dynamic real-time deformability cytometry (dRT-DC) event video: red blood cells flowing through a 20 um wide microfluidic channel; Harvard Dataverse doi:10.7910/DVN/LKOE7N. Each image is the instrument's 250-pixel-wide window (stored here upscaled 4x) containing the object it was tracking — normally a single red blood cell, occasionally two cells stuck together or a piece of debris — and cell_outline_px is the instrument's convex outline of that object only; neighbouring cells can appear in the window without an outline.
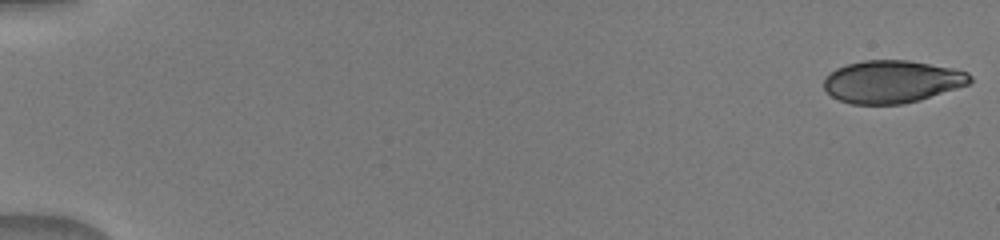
{"species": "human", "species_latin": "Homo sapiens", "temperature_condition": "warm", "stored_images_in_passage": 49, "camera_frame_rate_fps": 3000, "um_per_image_px": 0.085, "donor": {"sex": "male"}, "frame": {"image": 1, "passage_image": 1, "time_ms": 0.0, "image_size_px": [1000, 240], "cell_outline_px": [[972, 80], [968, 84], [920, 100], [900, 104], [852, 104], [840, 100], [832, 96], [824, 88], [824, 80], [828, 72], [836, 68], [848, 64], [864, 60], [908, 60], [952, 68], [968, 72], [972, 76]], "centroid_in_image_um": [75.8, 6.93], "position_along_channel_um": 9.2, "area_um2": 36.13}}
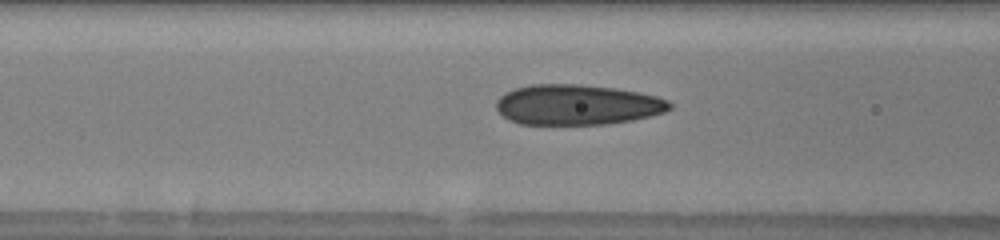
{"frame": {"image": 2, "passage_image": 22, "time_ms": 7.0, "image_size_px": [1000, 240], "cell_outline_px": [[672, 108], [664, 112], [652, 116], [632, 120], [608, 124], [520, 124], [508, 120], [496, 108], [496, 100], [504, 92], [516, 88], [532, 84], [580, 84], [616, 88], [640, 92], [656, 96], [668, 100], [672, 104]], "centroid_in_image_um": [49.07, 8.9], "position_along_channel_um": 117.5, "area_um2": 41.04}}
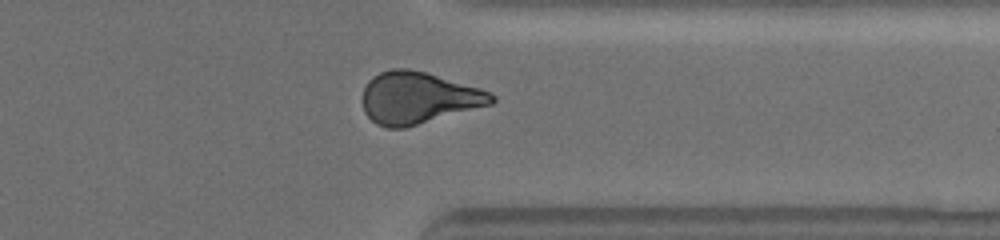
{"frame": {"image": 3, "passage_image": 41, "time_ms": 13.333, "image_size_px": [1000, 240], "cell_outline_px": [[496, 100], [492, 104], [404, 128], [388, 128], [376, 124], [364, 112], [364, 88], [368, 80], [372, 76], [380, 72], [392, 68], [408, 68], [424, 72], [480, 88], [492, 92], [496, 96]], "centroid_in_image_um": [35.56, 8.31], "position_along_channel_um": 375.8, "area_um2": 38.78}}